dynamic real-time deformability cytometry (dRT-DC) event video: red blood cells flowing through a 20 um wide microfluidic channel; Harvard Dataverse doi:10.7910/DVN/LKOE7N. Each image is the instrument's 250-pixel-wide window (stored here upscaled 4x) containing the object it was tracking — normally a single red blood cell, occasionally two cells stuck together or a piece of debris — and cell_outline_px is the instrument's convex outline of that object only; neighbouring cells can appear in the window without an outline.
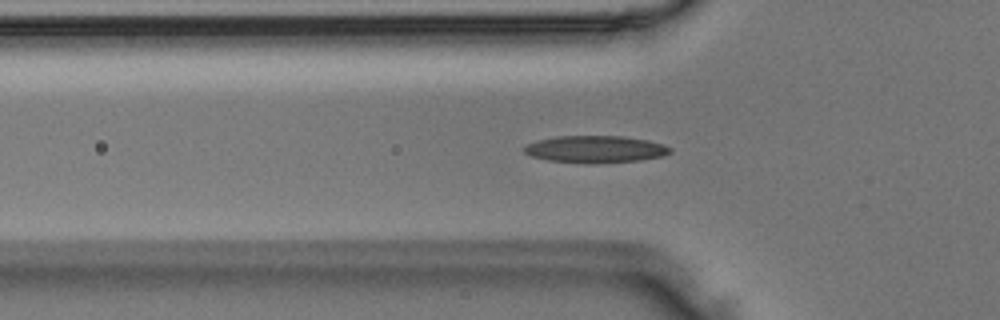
{"species": "Egyptian fruit bat (a non-hibernating species)", "species_latin": "Rousettus aegyptiacus", "temperature_condition": "room temperature", "stored_images_in_passage": 46, "camera_frame_rate_fps": 3000, "um_per_image_px": 0.085, "animal": {"sex": "male"}, "frame": {"image": 1, "passage_image": 14, "time_ms": 4.333, "image_size_px": [1000, 320], "cell_outline_px": [[672, 152], [660, 156], [640, 160], [592, 164], [588, 164], [548, 160], [532, 156], [524, 152], [520, 148], [528, 144], [540, 140], [556, 136], [624, 136], [648, 140], [664, 144], [672, 148]], "centroid_in_image_um": [50.61, 12.68], "position_along_channel_um": 75.2, "area_um2": 23.12}}
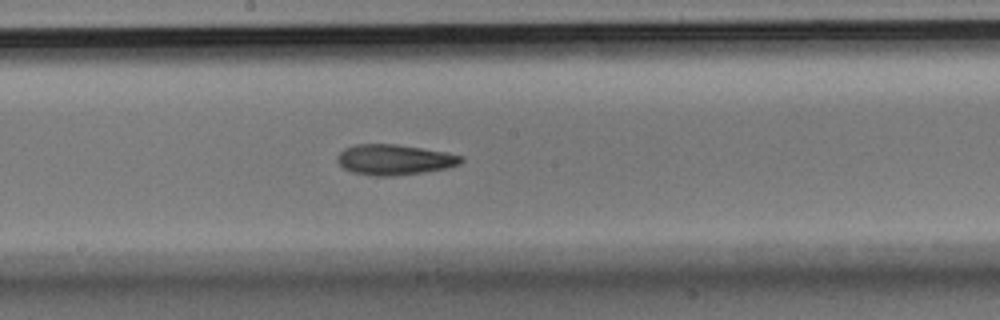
{"frame": {"image": 2, "passage_image": 24, "time_ms": 7.667, "image_size_px": [1000, 320], "cell_outline_px": [[464, 160], [460, 164], [448, 168], [424, 172], [392, 176], [376, 176], [352, 172], [344, 168], [336, 160], [336, 156], [344, 148], [356, 144], [396, 144], [448, 152], [464, 156]], "centroid_in_image_um": [33.55, 13.57], "position_along_channel_um": 214.7, "area_um2": 22.14}}
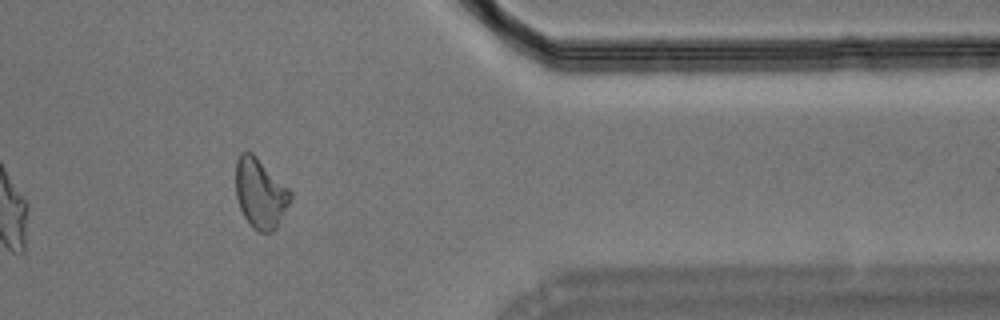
{"frame": {"image": 3, "passage_image": 38, "time_ms": 12.333, "image_size_px": [1000, 320], "cell_outline_px": [[292, 196], [276, 228], [272, 232], [260, 232], [252, 228], [244, 216], [240, 208], [236, 196], [236, 160], [240, 152], [252, 152], [292, 192]], "centroid_in_image_um": [22.1, 16.43], "position_along_channel_um": 389.3, "area_um2": 21.96}}